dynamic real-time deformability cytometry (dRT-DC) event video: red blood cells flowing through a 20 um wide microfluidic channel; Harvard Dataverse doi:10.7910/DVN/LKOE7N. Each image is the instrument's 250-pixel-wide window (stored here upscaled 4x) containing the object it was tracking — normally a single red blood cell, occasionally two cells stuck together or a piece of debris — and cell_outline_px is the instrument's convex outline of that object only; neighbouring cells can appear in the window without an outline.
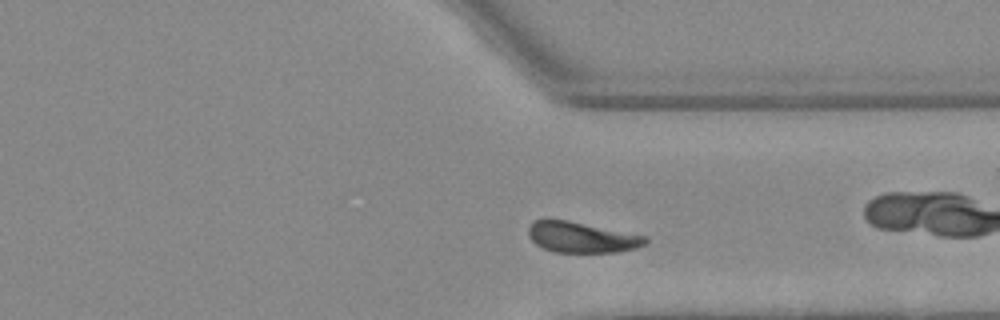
{"species": "Egyptian fruit bat (a non-hibernating species)", "species_latin": "Rousettus aegyptiacus", "temperature_condition": "warm", "stored_images_in_passage": 32, "camera_frame_rate_fps": 3000, "um_per_image_px": 0.085, "animal": {"sex": "female"}, "frame": {"image": 1, "passage_image": 28, "time_ms": 9.0, "image_size_px": [1000, 320], "cell_outline_px": [[648, 244], [636, 248], [620, 252], [552, 252], [536, 244], [528, 236], [528, 228], [536, 220], [568, 220], [648, 236]], "centroid_in_image_um": [49.5, 20.18], "position_along_channel_um": 361.9, "area_um2": 20.98}}